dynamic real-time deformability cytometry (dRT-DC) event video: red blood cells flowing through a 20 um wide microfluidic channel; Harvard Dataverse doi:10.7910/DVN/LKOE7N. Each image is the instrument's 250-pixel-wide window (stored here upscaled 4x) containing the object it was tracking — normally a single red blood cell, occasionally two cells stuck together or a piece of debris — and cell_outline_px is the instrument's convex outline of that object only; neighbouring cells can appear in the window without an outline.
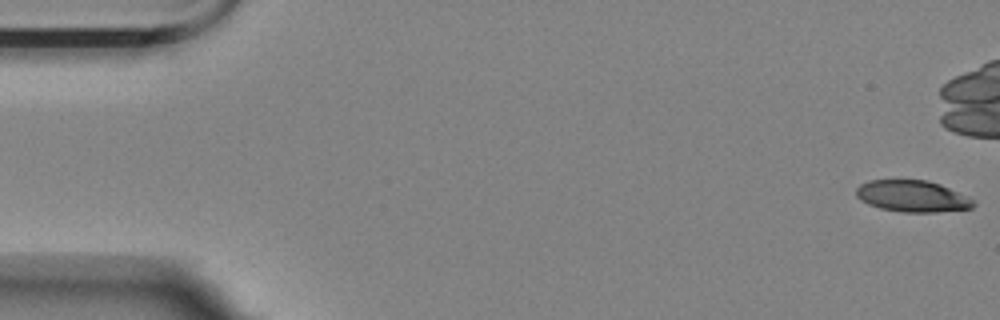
{"species": "Egyptian fruit bat (a non-hibernating species)", "species_latin": "Rousettus aegyptiacus", "temperature_condition": "room temperature", "stored_images_in_passage": 5, "camera_frame_rate_fps": 3000, "um_per_image_px": 0.085, "animal": {"sex": "female"}, "frame": {"image": 1, "passage_image": 1, "time_ms": 0.0, "image_size_px": [1000, 320], "cell_outline_px": [[976, 204], [972, 208], [936, 212], [904, 212], [880, 208], [868, 204], [860, 200], [856, 196], [856, 188], [860, 184], [872, 180], [924, 180], [940, 184], [976, 200]], "centroid_in_image_um": [77.56, 16.68], "position_along_channel_um": 7.4, "area_um2": 21.5}}